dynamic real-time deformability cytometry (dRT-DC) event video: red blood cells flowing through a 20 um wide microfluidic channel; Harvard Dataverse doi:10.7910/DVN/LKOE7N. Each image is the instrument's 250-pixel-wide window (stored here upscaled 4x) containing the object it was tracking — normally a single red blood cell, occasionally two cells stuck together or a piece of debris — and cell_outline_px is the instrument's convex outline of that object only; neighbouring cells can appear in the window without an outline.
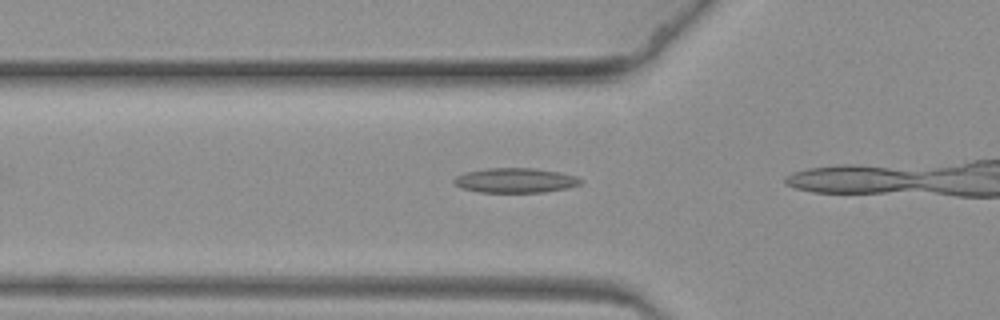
{"species": "common noctule bat (a hibernating species)", "species_latin": "Nyctalus noctula", "temperature_condition": "warm", "stored_images_in_passage": 22, "camera_frame_rate_fps": 3000, "um_per_image_px": 0.085, "animal": {"sex": "female", "body_mass_g": 19.3, "forearm_length_mm": 54.1}, "frame": {"image": 1, "passage_image": 10, "time_ms": 3.0, "image_size_px": [1000, 320], "cell_outline_px": [[584, 180], [580, 184], [568, 188], [544, 192], [480, 192], [460, 188], [452, 180], [456, 176], [464, 172], [488, 168], [536, 168], [560, 172], [576, 176]], "centroid_in_image_um": [43.81, 15.33], "position_along_channel_um": 82.0, "area_um2": 18.38}}
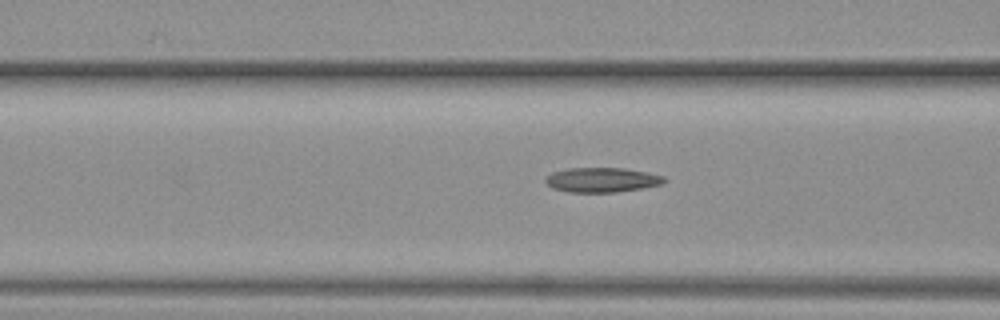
{"frame": {"image": 2, "passage_image": 13, "time_ms": 4.0, "image_size_px": [1000, 320], "cell_outline_px": [[668, 180], [660, 184], [640, 188], [616, 192], [568, 192], [552, 188], [544, 180], [552, 172], [568, 168], [624, 168], [664, 176]], "centroid_in_image_um": [51.14, 15.29], "position_along_channel_um": 115.5, "area_um2": 16.88}}